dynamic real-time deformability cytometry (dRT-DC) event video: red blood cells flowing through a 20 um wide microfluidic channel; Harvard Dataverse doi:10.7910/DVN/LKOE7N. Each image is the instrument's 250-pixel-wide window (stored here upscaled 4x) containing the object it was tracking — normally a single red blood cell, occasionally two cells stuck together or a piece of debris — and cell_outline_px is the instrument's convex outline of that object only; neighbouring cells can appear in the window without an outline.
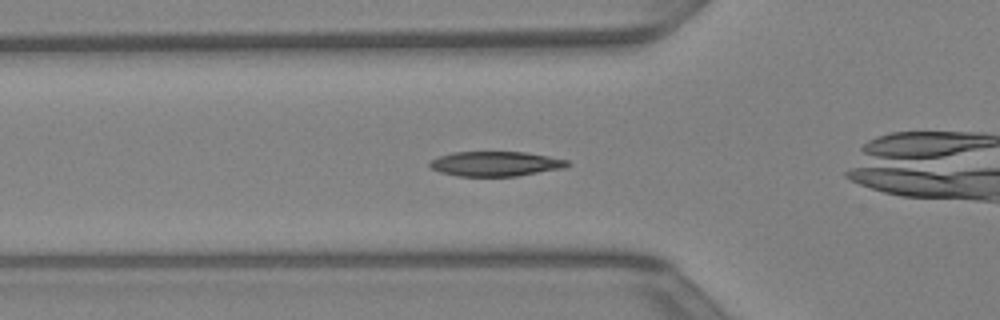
{"species": "Egyptian fruit bat (a non-hibernating species)", "species_latin": "Rousettus aegyptiacus", "temperature_condition": "warm", "stored_images_in_passage": 13, "camera_frame_rate_fps": 3000, "um_per_image_px": 0.085, "animal": {"sex": "female"}, "frame": {"image": 1, "passage_image": 4, "time_ms": 1.0, "image_size_px": [1000, 320], "cell_outline_px": [[572, 164], [568, 168], [516, 176], [456, 176], [440, 172], [432, 168], [428, 164], [432, 160], [440, 156], [452, 152], [524, 152], [548, 156], [568, 160]], "centroid_in_image_um": [42.18, 13.93], "position_along_channel_um": 83.6, "area_um2": 20.0}}
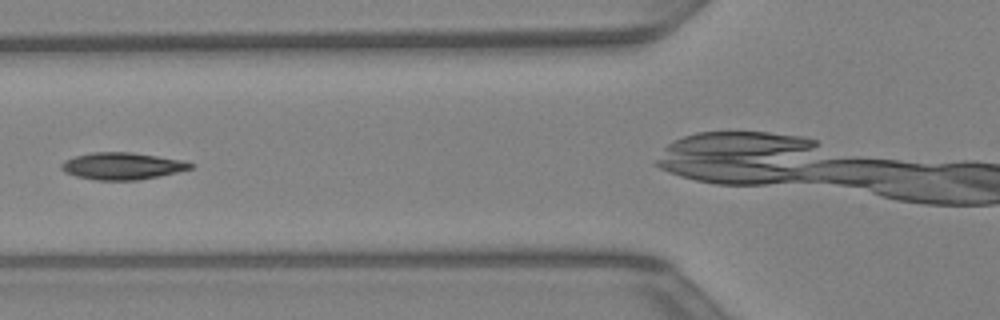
{"frame": {"image": 2, "passage_image": 6, "time_ms": 1.667, "image_size_px": [1000, 320], "cell_outline_px": [[196, 164], [192, 168], [160, 176], [136, 180], [96, 180], [76, 176], [64, 172], [60, 168], [60, 164], [64, 160], [76, 156], [92, 152], [132, 152], [180, 160]], "centroid_in_image_um": [10.35, 14.11], "position_along_channel_um": 115.4, "area_um2": 20.23}}
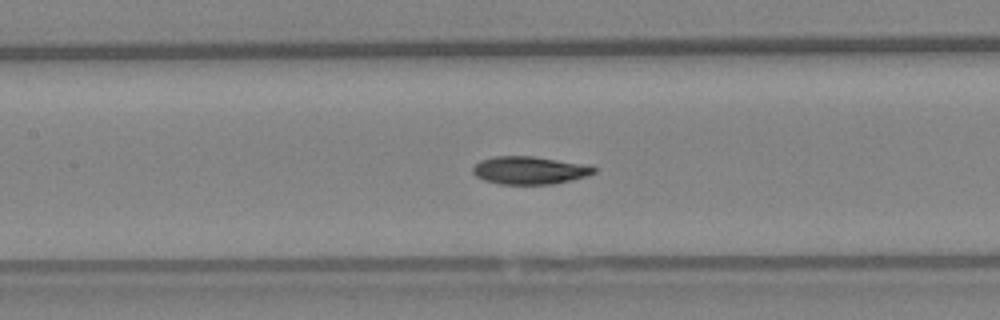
{"frame": {"image": 3, "passage_image": 9, "time_ms": 2.667, "image_size_px": [1000, 320], "cell_outline_px": [[596, 172], [588, 176], [572, 180], [552, 184], [500, 184], [484, 180], [476, 176], [472, 172], [472, 168], [480, 160], [492, 156], [532, 156], [592, 164], [596, 168]], "centroid_in_image_um": [45.07, 14.46], "position_along_channel_um": 162.3, "area_um2": 20.0}}